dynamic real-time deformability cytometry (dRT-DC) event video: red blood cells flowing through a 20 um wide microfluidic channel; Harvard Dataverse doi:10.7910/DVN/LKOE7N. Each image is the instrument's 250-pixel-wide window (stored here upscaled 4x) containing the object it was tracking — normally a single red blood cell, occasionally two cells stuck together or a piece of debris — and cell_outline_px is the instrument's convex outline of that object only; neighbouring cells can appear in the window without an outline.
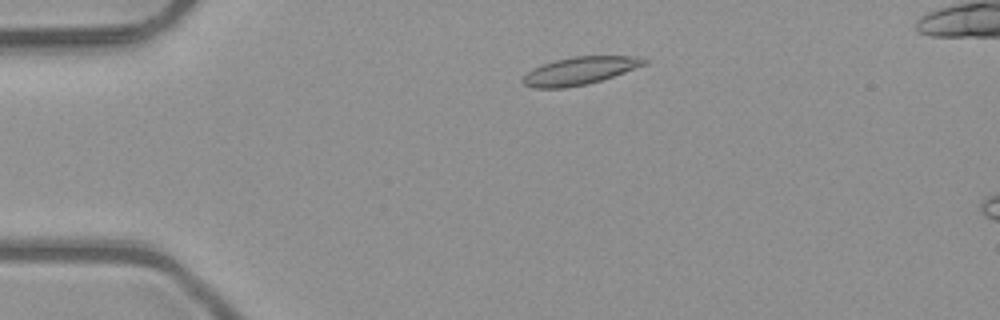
{"species": "common noctule bat (a hibernating species)", "species_latin": "Nyctalus noctula", "temperature_condition": "room temperature", "stored_images_in_passage": 4, "camera_frame_rate_fps": 3000, "um_per_image_px": 0.085, "animal": {"sex": "male", "body_mass_g": 23.1, "forearm_length_mm": 52.7}, "frame": {"image": 1, "passage_image": 2, "time_ms": 0.333, "image_size_px": [1000, 320], "cell_outline_px": [[648, 64], [588, 84], [564, 88], [532, 88], [524, 84], [520, 80], [532, 68], [556, 60], [572, 56], [636, 56], [648, 60]], "centroid_in_image_um": [49.26, 6.02], "position_along_channel_um": 35.7, "area_um2": 19.54}}